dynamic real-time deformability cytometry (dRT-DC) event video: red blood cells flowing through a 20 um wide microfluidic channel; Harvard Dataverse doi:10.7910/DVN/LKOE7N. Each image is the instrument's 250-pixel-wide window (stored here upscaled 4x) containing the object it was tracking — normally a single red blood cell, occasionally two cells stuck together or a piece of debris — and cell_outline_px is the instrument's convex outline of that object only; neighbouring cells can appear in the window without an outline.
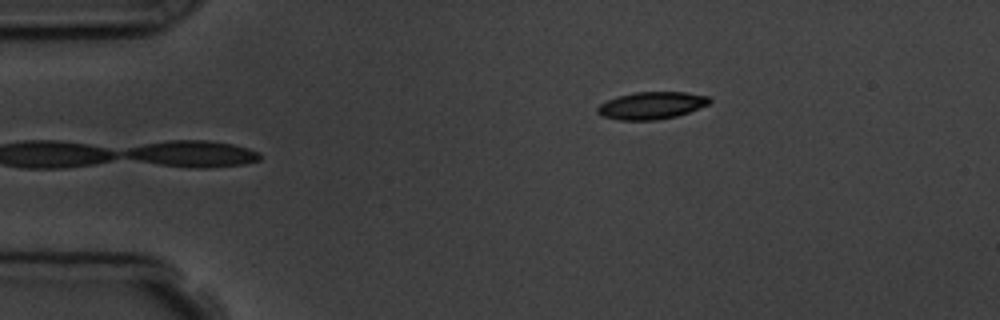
{"species": "common noctule bat (a hibernating species)", "species_latin": "Nyctalus noctula", "temperature_condition": "room temperature", "stored_images_in_passage": 5, "camera_frame_rate_fps": 3000, "um_per_image_px": 0.085, "animal": {"sex": "male", "body_mass_g": 19.5, "forearm_length_mm": 54.6}, "frame": {"image": 1, "passage_image": 5, "time_ms": 4.667, "image_size_px": [1000, 320], "cell_outline_px": [[712, 100], [708, 104], [688, 112], [676, 116], [656, 120], [620, 120], [604, 116], [596, 112], [596, 108], [600, 104], [616, 96], [636, 92], [684, 92], [708, 96]], "centroid_in_image_um": [55.36, 8.96], "position_along_channel_um": 29.6, "area_um2": 17.69}}